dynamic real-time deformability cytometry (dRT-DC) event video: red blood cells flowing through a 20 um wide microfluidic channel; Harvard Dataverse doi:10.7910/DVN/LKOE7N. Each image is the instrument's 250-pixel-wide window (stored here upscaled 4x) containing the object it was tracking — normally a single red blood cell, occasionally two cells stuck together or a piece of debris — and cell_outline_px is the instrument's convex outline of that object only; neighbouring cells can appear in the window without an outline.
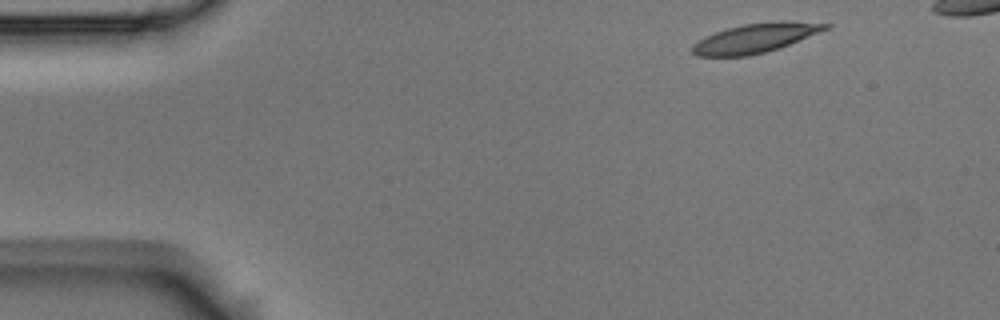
{"species": "Egyptian fruit bat (a non-hibernating species)", "species_latin": "Rousettus aegyptiacus", "temperature_condition": "room temperature", "stored_images_in_passage": 5, "camera_frame_rate_fps": 3000, "um_per_image_px": 0.085, "animal": {"sex": "male"}, "frame": {"image": 1, "passage_image": 1, "time_ms": 0.0, "image_size_px": [1000, 320], "cell_outline_px": [[832, 24], [828, 28], [780, 48], [748, 56], [696, 56], [692, 52], [692, 44], [716, 32], [728, 28], [744, 24], [780, 20], [788, 20]], "centroid_in_image_um": [64.22, 3.23], "position_along_channel_um": 20.8, "area_um2": 22.48}}
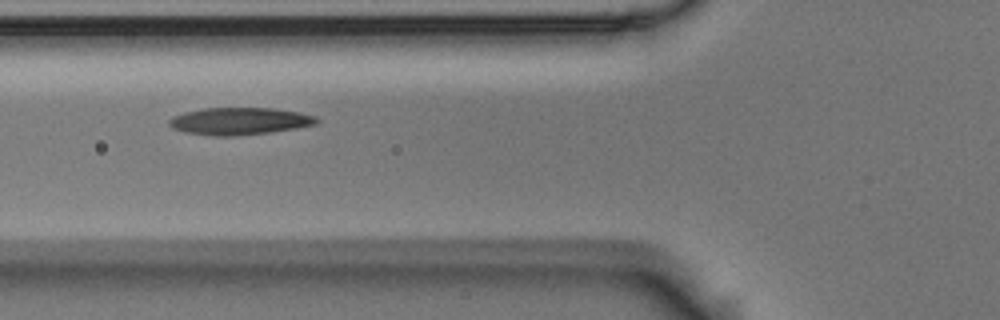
{"frame": {"image": 2, "passage_image": 5, "time_ms": 1.333, "image_size_px": [1000, 320], "cell_outline_px": [[320, 120], [316, 124], [296, 128], [268, 132], [236, 136], [212, 136], [184, 132], [172, 128], [168, 124], [168, 120], [172, 116], [184, 112], [204, 108], [272, 108], [296, 112], [316, 116]], "centroid_in_image_um": [20.31, 10.3], "position_along_channel_um": 105.5, "area_um2": 23.41}}